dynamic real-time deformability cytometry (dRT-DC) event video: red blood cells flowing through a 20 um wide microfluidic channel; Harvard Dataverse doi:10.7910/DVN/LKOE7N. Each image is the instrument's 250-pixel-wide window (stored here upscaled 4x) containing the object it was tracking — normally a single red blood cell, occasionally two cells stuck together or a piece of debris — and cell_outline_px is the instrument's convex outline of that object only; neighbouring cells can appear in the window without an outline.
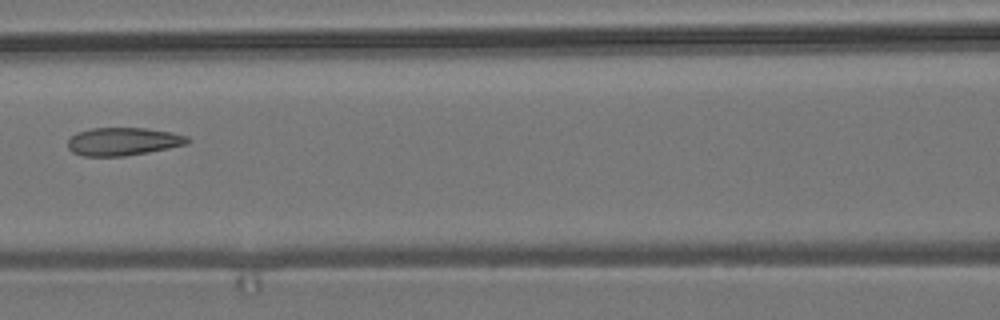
{"species": "common noctule bat (a hibernating species)", "species_latin": "Nyctalus noctula", "temperature_condition": "room temperature", "stored_images_in_passage": 9, "camera_frame_rate_fps": 3000, "um_per_image_px": 0.085, "animal": {"sex": "male", "body_mass_g": 19.2, "forearm_length_mm": 51.8}, "frame": {"image": 1, "passage_image": 7, "time_ms": 6.667, "image_size_px": [1000, 320], "cell_outline_px": [[192, 140], [188, 144], [148, 152], [124, 156], [84, 156], [72, 152], [68, 148], [68, 140], [76, 132], [92, 128], [144, 128], [172, 132], [188, 136]], "centroid_in_image_um": [10.48, 12.02], "position_along_channel_um": 156.1, "area_um2": 19.59}}
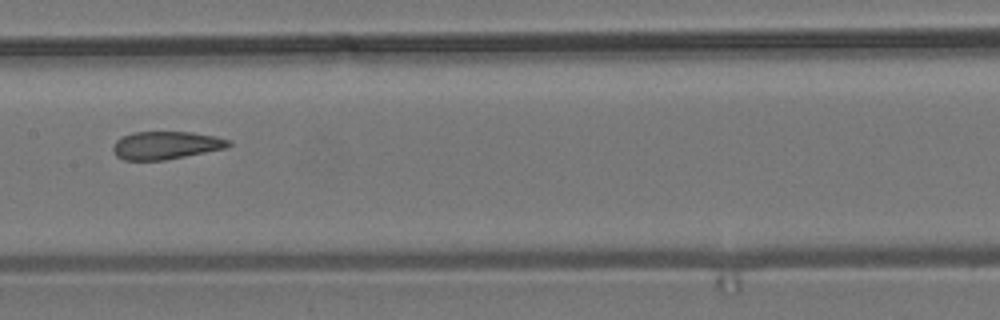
{"frame": {"image": 2, "passage_image": 8, "time_ms": 7.667, "image_size_px": [1000, 320], "cell_outline_px": [[232, 144], [228, 148], [164, 160], [124, 160], [116, 156], [112, 148], [112, 144], [120, 136], [132, 132], [192, 132], [216, 136], [232, 140]], "centroid_in_image_um": [14.11, 12.34], "position_along_channel_um": 193.3, "area_um2": 19.07}}
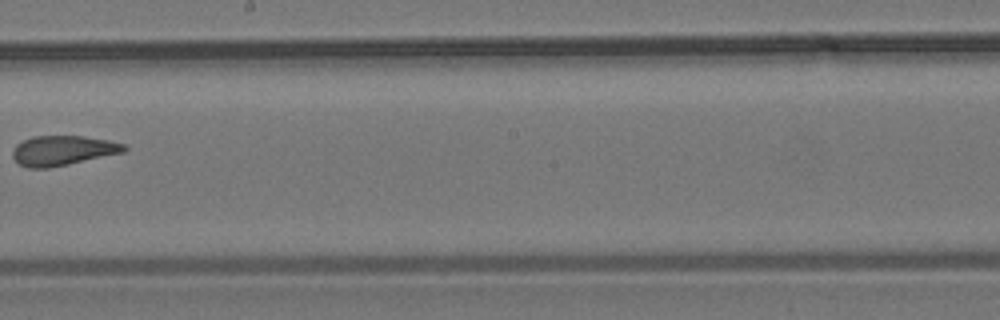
{"frame": {"image": 3, "passage_image": 9, "time_ms": 9.0, "image_size_px": [1000, 320], "cell_outline_px": [[128, 148], [124, 152], [68, 164], [48, 168], [28, 168], [20, 164], [12, 156], [12, 152], [16, 144], [32, 136], [84, 136], [108, 140], [124, 144]], "centroid_in_image_um": [5.33, 12.79], "position_along_channel_um": 242.9, "area_um2": 19.25}}